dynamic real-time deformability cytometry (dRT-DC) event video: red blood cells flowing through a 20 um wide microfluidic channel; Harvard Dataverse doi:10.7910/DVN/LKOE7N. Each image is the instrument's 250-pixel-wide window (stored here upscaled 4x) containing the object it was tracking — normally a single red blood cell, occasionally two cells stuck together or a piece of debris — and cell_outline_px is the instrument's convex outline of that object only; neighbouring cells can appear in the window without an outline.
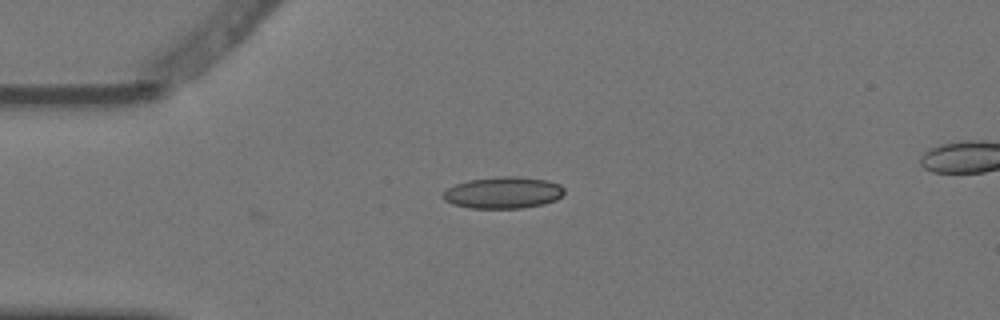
{"species": "Egyptian fruit bat (a non-hibernating species)", "species_latin": "Rousettus aegyptiacus", "temperature_condition": "warm", "stored_images_in_passage": 4, "camera_frame_rate_fps": 3000, "um_per_image_px": 0.085, "animal": {"sex": "female"}, "frame": {"image": 1, "passage_image": 1, "time_ms": 0.0, "image_size_px": [1000, 320], "cell_outline_px": [[564, 192], [556, 200], [544, 204], [520, 208], [468, 208], [452, 204], [444, 200], [440, 196], [448, 188], [456, 184], [468, 180], [496, 176], [520, 176], [548, 180], [560, 184], [564, 188]], "centroid_in_image_um": [42.76, 16.37], "position_along_channel_um": 42.2, "area_um2": 22.6}}
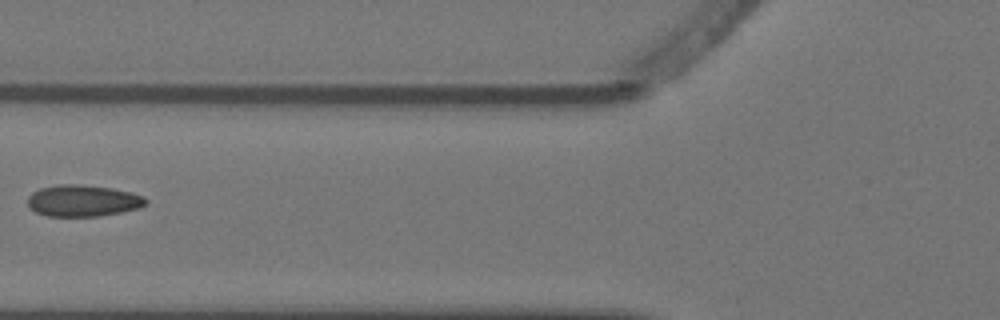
{"frame": {"image": 2, "passage_image": 3, "time_ms": 0.667, "image_size_px": [1000, 320], "cell_outline_px": [[148, 204], [140, 208], [100, 216], [48, 216], [36, 212], [28, 208], [28, 196], [32, 192], [40, 188], [60, 184], [76, 184], [108, 188], [128, 192], [144, 196], [148, 200]], "centroid_in_image_um": [7.04, 17.07], "position_along_channel_um": 118.8, "area_um2": 21.68}}
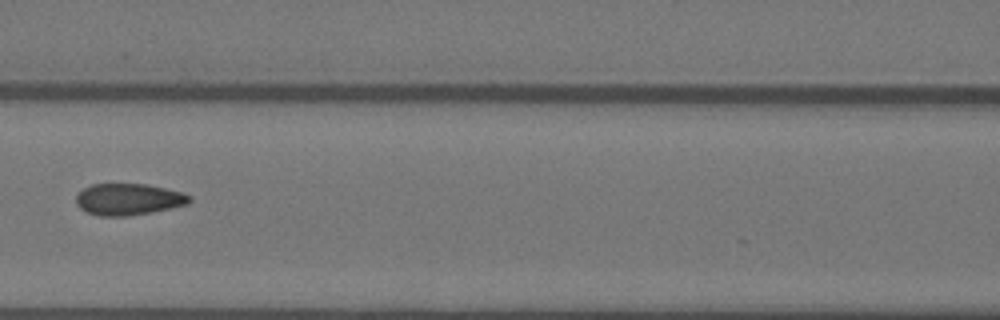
{"frame": {"image": 3, "passage_image": 4, "time_ms": 1.0, "image_size_px": [1000, 320], "cell_outline_px": [[192, 200], [188, 204], [152, 212], [128, 216], [100, 216], [88, 212], [80, 208], [76, 204], [76, 196], [84, 188], [92, 184], [144, 184], [184, 192], [192, 196]], "centroid_in_image_um": [10.94, 16.94], "position_along_channel_um": 155.7, "area_um2": 20.87}}